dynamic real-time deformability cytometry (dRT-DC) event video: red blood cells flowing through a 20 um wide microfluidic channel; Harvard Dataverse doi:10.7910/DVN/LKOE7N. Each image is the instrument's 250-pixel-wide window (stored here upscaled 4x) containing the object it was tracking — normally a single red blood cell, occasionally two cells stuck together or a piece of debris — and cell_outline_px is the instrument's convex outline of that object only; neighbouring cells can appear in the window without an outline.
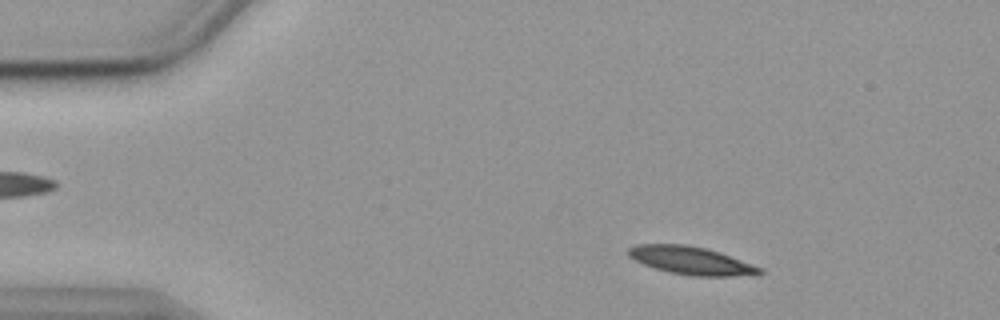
{"species": "common noctule bat (a hibernating species)", "species_latin": "Nyctalus noctula", "temperature_condition": "cold", "stored_images_in_passage": 55, "camera_frame_rate_fps": 3000, "um_per_image_px": 0.085, "animal": {"sex": "female", "body_mass_g": 19.9}, "frame": {"image": 1, "passage_image": 7, "time_ms": 2.0, "image_size_px": [1000, 320], "cell_outline_px": [[764, 272], [732, 276], [692, 276], [668, 272], [632, 260], [628, 256], [628, 248], [636, 244], [684, 244], [704, 248], [720, 252], [764, 268]], "centroid_in_image_um": [58.71, 22.14], "position_along_channel_um": 26.3, "area_um2": 21.33}}
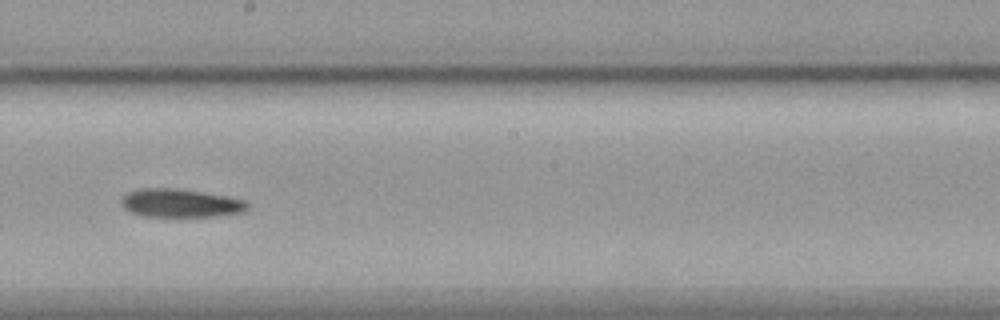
{"frame": {"image": 2, "passage_image": 30, "time_ms": 9.667, "image_size_px": [1000, 320], "cell_outline_px": [[248, 208], [244, 212], [216, 216], [140, 216], [128, 212], [120, 204], [120, 200], [128, 192], [144, 188], [176, 188], [228, 196], [248, 200]], "centroid_in_image_um": [15.34, 17.27], "position_along_channel_um": 232.9, "area_um2": 21.04}}
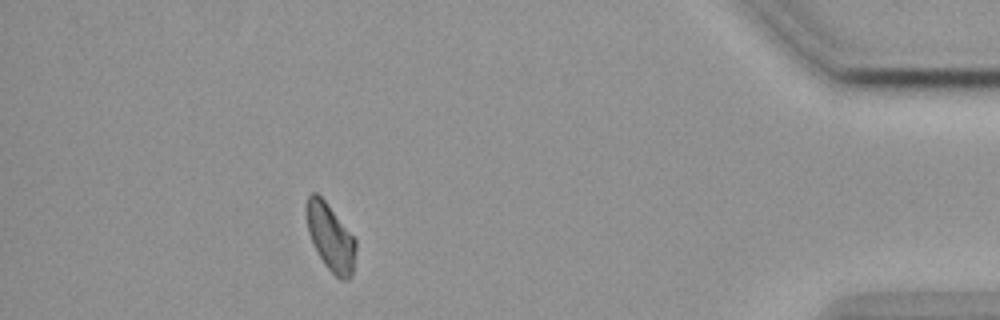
{"frame": {"image": 3, "passage_image": 49, "time_ms": 16.0, "image_size_px": [1000, 320], "cell_outline_px": [[356, 252], [352, 276], [348, 280], [340, 280], [324, 264], [308, 232], [304, 208], [304, 204], [308, 196], [312, 192], [316, 192], [324, 200], [356, 240]], "centroid_in_image_um": [28.08, 20.16], "position_along_channel_um": 407.1, "area_um2": 19.19}}